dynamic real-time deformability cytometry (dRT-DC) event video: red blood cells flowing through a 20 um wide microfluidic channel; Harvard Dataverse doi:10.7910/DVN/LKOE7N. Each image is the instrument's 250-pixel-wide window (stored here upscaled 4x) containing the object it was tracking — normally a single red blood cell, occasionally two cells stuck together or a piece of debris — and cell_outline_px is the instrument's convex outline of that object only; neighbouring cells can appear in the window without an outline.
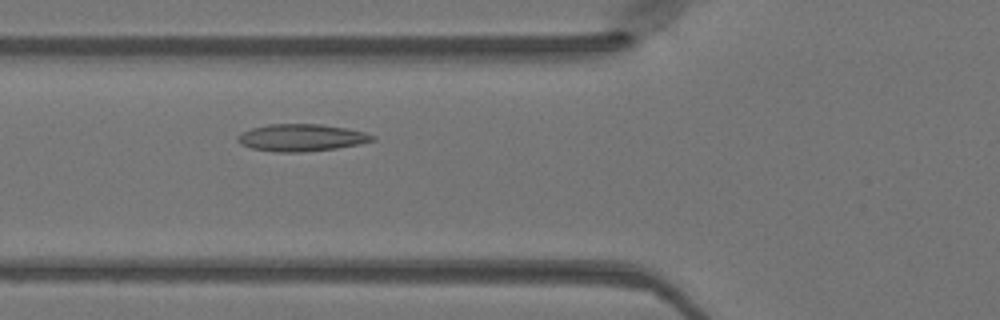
{"species": "Egyptian fruit bat (a non-hibernating species)", "species_latin": "Rousettus aegyptiacus", "temperature_condition": "warm", "stored_images_in_passage": 43, "camera_frame_rate_fps": 3000, "um_per_image_px": 0.085, "animal": {"sex": "female"}, "frame": {"image": 1, "passage_image": 12, "time_ms": 3.667, "image_size_px": [1000, 320], "cell_outline_px": [[376, 140], [360, 144], [336, 148], [300, 152], [280, 152], [252, 148], [240, 144], [236, 140], [236, 136], [252, 128], [268, 124], [320, 124], [348, 128], [364, 132], [376, 136]], "centroid_in_image_um": [25.64, 11.69], "position_along_channel_um": 100.2, "area_um2": 21.27}}
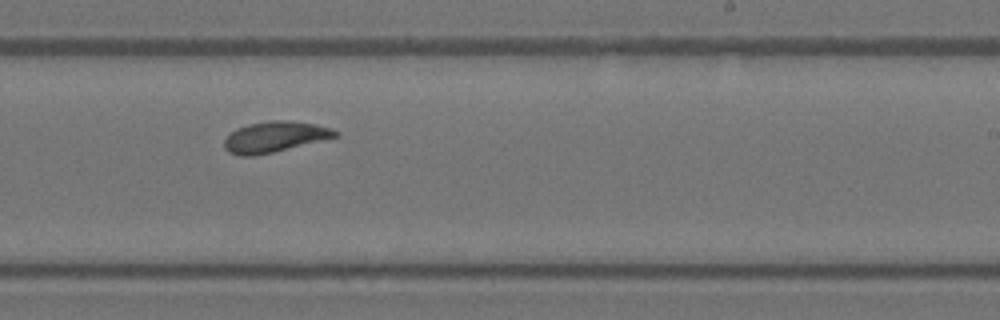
{"frame": {"image": 2, "passage_image": 24, "time_ms": 7.667, "image_size_px": [1000, 320], "cell_outline_px": [[340, 132], [336, 136], [256, 156], [236, 156], [228, 152], [224, 148], [224, 140], [236, 128], [248, 124], [272, 120], [284, 120], [316, 124]], "centroid_in_image_um": [23.27, 11.64], "position_along_channel_um": 265.7, "area_um2": 19.54}}
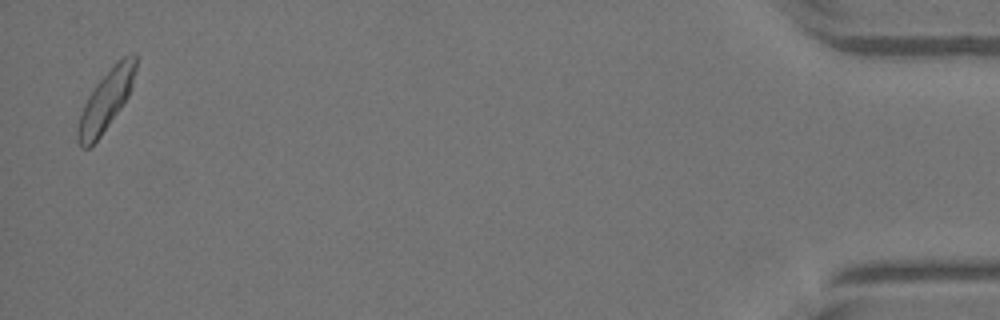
{"frame": {"image": 3, "passage_image": 42, "time_ms": 13.667, "image_size_px": [1000, 320], "cell_outline_px": [[136, 68], [132, 88], [128, 96], [120, 108], [100, 136], [88, 148], [80, 148], [76, 136], [76, 132], [80, 116], [84, 104], [88, 96], [96, 84], [124, 56], [136, 52]], "centroid_in_image_um": [9.0, 8.56], "position_along_channel_um": 426.2, "area_um2": 19.71}}